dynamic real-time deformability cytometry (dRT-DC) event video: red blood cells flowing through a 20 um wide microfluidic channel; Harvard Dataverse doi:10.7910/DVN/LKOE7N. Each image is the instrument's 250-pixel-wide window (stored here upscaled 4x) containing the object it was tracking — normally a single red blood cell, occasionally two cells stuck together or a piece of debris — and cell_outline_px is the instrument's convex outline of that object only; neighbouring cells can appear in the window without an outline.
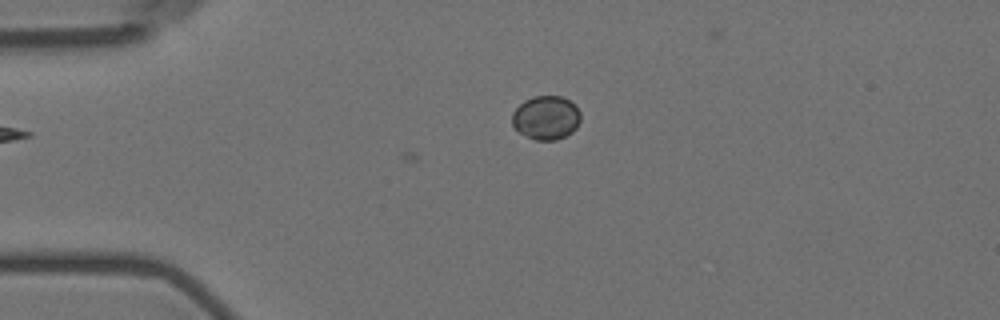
{"species": "Egyptian fruit bat (a non-hibernating species)", "species_latin": "Rousettus aegyptiacus", "temperature_condition": "room temperature", "stored_images_in_passage": 3, "camera_frame_rate_fps": 3000, "um_per_image_px": 0.085, "animal": {"sex": "female"}, "frame": {"image": 1, "passage_image": 3, "time_ms": 2.333, "image_size_px": [1000, 320], "cell_outline_px": [[580, 120], [576, 128], [572, 132], [556, 140], [536, 140], [520, 132], [512, 124], [512, 112], [524, 100], [532, 96], [560, 96], [576, 104], [580, 112]], "centroid_in_image_um": [46.43, 9.99], "position_along_channel_um": 38.6, "area_um2": 17.46}}